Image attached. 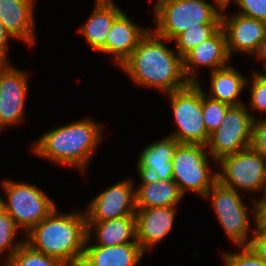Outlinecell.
Wrapping results in <instances>:
<instances>
[{
    "label": "cell",
    "instance_id": "36",
    "mask_svg": "<svg viewBox=\"0 0 266 266\" xmlns=\"http://www.w3.org/2000/svg\"><path fill=\"white\" fill-rule=\"evenodd\" d=\"M216 1H217L218 6H219V9L223 10L226 8V6L228 5L230 0H216ZM234 1H236V0H234Z\"/></svg>",
    "mask_w": 266,
    "mask_h": 266
},
{
    "label": "cell",
    "instance_id": "30",
    "mask_svg": "<svg viewBox=\"0 0 266 266\" xmlns=\"http://www.w3.org/2000/svg\"><path fill=\"white\" fill-rule=\"evenodd\" d=\"M235 2L242 8V12L238 14L266 22V0H236Z\"/></svg>",
    "mask_w": 266,
    "mask_h": 266
},
{
    "label": "cell",
    "instance_id": "37",
    "mask_svg": "<svg viewBox=\"0 0 266 266\" xmlns=\"http://www.w3.org/2000/svg\"><path fill=\"white\" fill-rule=\"evenodd\" d=\"M264 66H265L264 68H265V71H266V64H265ZM263 76H265V77H266V73H265V74H263Z\"/></svg>",
    "mask_w": 266,
    "mask_h": 266
},
{
    "label": "cell",
    "instance_id": "28",
    "mask_svg": "<svg viewBox=\"0 0 266 266\" xmlns=\"http://www.w3.org/2000/svg\"><path fill=\"white\" fill-rule=\"evenodd\" d=\"M224 260L227 266H266L249 246H243L241 253L226 254Z\"/></svg>",
    "mask_w": 266,
    "mask_h": 266
},
{
    "label": "cell",
    "instance_id": "24",
    "mask_svg": "<svg viewBox=\"0 0 266 266\" xmlns=\"http://www.w3.org/2000/svg\"><path fill=\"white\" fill-rule=\"evenodd\" d=\"M220 28L221 24H200V27L186 29L174 38L178 50L177 54L184 58L199 44L211 38Z\"/></svg>",
    "mask_w": 266,
    "mask_h": 266
},
{
    "label": "cell",
    "instance_id": "29",
    "mask_svg": "<svg viewBox=\"0 0 266 266\" xmlns=\"http://www.w3.org/2000/svg\"><path fill=\"white\" fill-rule=\"evenodd\" d=\"M251 91V107L258 111L266 112V77L255 73Z\"/></svg>",
    "mask_w": 266,
    "mask_h": 266
},
{
    "label": "cell",
    "instance_id": "19",
    "mask_svg": "<svg viewBox=\"0 0 266 266\" xmlns=\"http://www.w3.org/2000/svg\"><path fill=\"white\" fill-rule=\"evenodd\" d=\"M144 251L138 243L88 246L80 266H135Z\"/></svg>",
    "mask_w": 266,
    "mask_h": 266
},
{
    "label": "cell",
    "instance_id": "3",
    "mask_svg": "<svg viewBox=\"0 0 266 266\" xmlns=\"http://www.w3.org/2000/svg\"><path fill=\"white\" fill-rule=\"evenodd\" d=\"M102 126L86 119L68 124L42 135L34 148L35 154L61 164L84 169L100 141Z\"/></svg>",
    "mask_w": 266,
    "mask_h": 266
},
{
    "label": "cell",
    "instance_id": "6",
    "mask_svg": "<svg viewBox=\"0 0 266 266\" xmlns=\"http://www.w3.org/2000/svg\"><path fill=\"white\" fill-rule=\"evenodd\" d=\"M207 147L201 144L179 143L172 158V179L184 195L186 189L203 196L217 182V174L209 176Z\"/></svg>",
    "mask_w": 266,
    "mask_h": 266
},
{
    "label": "cell",
    "instance_id": "17",
    "mask_svg": "<svg viewBox=\"0 0 266 266\" xmlns=\"http://www.w3.org/2000/svg\"><path fill=\"white\" fill-rule=\"evenodd\" d=\"M178 144L175 138L168 136L145 147L138 160L139 175L157 180L172 179V158Z\"/></svg>",
    "mask_w": 266,
    "mask_h": 266
},
{
    "label": "cell",
    "instance_id": "33",
    "mask_svg": "<svg viewBox=\"0 0 266 266\" xmlns=\"http://www.w3.org/2000/svg\"><path fill=\"white\" fill-rule=\"evenodd\" d=\"M247 243L255 254L266 263V234H255Z\"/></svg>",
    "mask_w": 266,
    "mask_h": 266
},
{
    "label": "cell",
    "instance_id": "34",
    "mask_svg": "<svg viewBox=\"0 0 266 266\" xmlns=\"http://www.w3.org/2000/svg\"><path fill=\"white\" fill-rule=\"evenodd\" d=\"M9 36L11 37L0 21V62H6V42Z\"/></svg>",
    "mask_w": 266,
    "mask_h": 266
},
{
    "label": "cell",
    "instance_id": "35",
    "mask_svg": "<svg viewBox=\"0 0 266 266\" xmlns=\"http://www.w3.org/2000/svg\"><path fill=\"white\" fill-rule=\"evenodd\" d=\"M256 54L259 58H264L266 60V35L265 38L261 41Z\"/></svg>",
    "mask_w": 266,
    "mask_h": 266
},
{
    "label": "cell",
    "instance_id": "21",
    "mask_svg": "<svg viewBox=\"0 0 266 266\" xmlns=\"http://www.w3.org/2000/svg\"><path fill=\"white\" fill-rule=\"evenodd\" d=\"M121 13V9L116 7L111 0H97L93 14L80 28L95 52H99L105 46L108 32L114 20Z\"/></svg>",
    "mask_w": 266,
    "mask_h": 266
},
{
    "label": "cell",
    "instance_id": "26",
    "mask_svg": "<svg viewBox=\"0 0 266 266\" xmlns=\"http://www.w3.org/2000/svg\"><path fill=\"white\" fill-rule=\"evenodd\" d=\"M206 95L202 90V111L203 119L206 125L207 132L211 134L215 131L227 113V110L231 107L229 104L220 102L219 100L205 97Z\"/></svg>",
    "mask_w": 266,
    "mask_h": 266
},
{
    "label": "cell",
    "instance_id": "13",
    "mask_svg": "<svg viewBox=\"0 0 266 266\" xmlns=\"http://www.w3.org/2000/svg\"><path fill=\"white\" fill-rule=\"evenodd\" d=\"M221 15V27L226 35L229 56L232 51L255 54L266 35V22L242 14H235L230 20Z\"/></svg>",
    "mask_w": 266,
    "mask_h": 266
},
{
    "label": "cell",
    "instance_id": "20",
    "mask_svg": "<svg viewBox=\"0 0 266 266\" xmlns=\"http://www.w3.org/2000/svg\"><path fill=\"white\" fill-rule=\"evenodd\" d=\"M142 182L135 190L136 208L175 206L183 194L173 179L157 180L140 175Z\"/></svg>",
    "mask_w": 266,
    "mask_h": 266
},
{
    "label": "cell",
    "instance_id": "10",
    "mask_svg": "<svg viewBox=\"0 0 266 266\" xmlns=\"http://www.w3.org/2000/svg\"><path fill=\"white\" fill-rule=\"evenodd\" d=\"M210 193L215 212L227 235L236 244L242 247L248 246L246 238L249 221L246 206L241 201L238 191L217 181L205 197H209Z\"/></svg>",
    "mask_w": 266,
    "mask_h": 266
},
{
    "label": "cell",
    "instance_id": "5",
    "mask_svg": "<svg viewBox=\"0 0 266 266\" xmlns=\"http://www.w3.org/2000/svg\"><path fill=\"white\" fill-rule=\"evenodd\" d=\"M178 131L170 136L179 143L207 145L210 134L207 132L202 111V90L197 83H189L186 87L170 92Z\"/></svg>",
    "mask_w": 266,
    "mask_h": 266
},
{
    "label": "cell",
    "instance_id": "22",
    "mask_svg": "<svg viewBox=\"0 0 266 266\" xmlns=\"http://www.w3.org/2000/svg\"><path fill=\"white\" fill-rule=\"evenodd\" d=\"M97 224V225H96ZM87 238H90V228L97 229V241L99 246H116L136 241L135 216H123L106 221H86ZM134 238L130 241L128 238ZM129 240V241H128Z\"/></svg>",
    "mask_w": 266,
    "mask_h": 266
},
{
    "label": "cell",
    "instance_id": "31",
    "mask_svg": "<svg viewBox=\"0 0 266 266\" xmlns=\"http://www.w3.org/2000/svg\"><path fill=\"white\" fill-rule=\"evenodd\" d=\"M251 147L266 159V120L253 119Z\"/></svg>",
    "mask_w": 266,
    "mask_h": 266
},
{
    "label": "cell",
    "instance_id": "8",
    "mask_svg": "<svg viewBox=\"0 0 266 266\" xmlns=\"http://www.w3.org/2000/svg\"><path fill=\"white\" fill-rule=\"evenodd\" d=\"M218 163L222 173H217V181L222 185L266 192V159L252 147L224 156Z\"/></svg>",
    "mask_w": 266,
    "mask_h": 266
},
{
    "label": "cell",
    "instance_id": "18",
    "mask_svg": "<svg viewBox=\"0 0 266 266\" xmlns=\"http://www.w3.org/2000/svg\"><path fill=\"white\" fill-rule=\"evenodd\" d=\"M35 0H0V21L11 37L34 43Z\"/></svg>",
    "mask_w": 266,
    "mask_h": 266
},
{
    "label": "cell",
    "instance_id": "27",
    "mask_svg": "<svg viewBox=\"0 0 266 266\" xmlns=\"http://www.w3.org/2000/svg\"><path fill=\"white\" fill-rule=\"evenodd\" d=\"M17 228L19 227L15 223L14 219L0 206V253L5 251L6 248H11L8 261L23 243L22 241L19 243L17 242L13 246L11 245L13 244L12 240L14 238L13 236H15L17 232Z\"/></svg>",
    "mask_w": 266,
    "mask_h": 266
},
{
    "label": "cell",
    "instance_id": "14",
    "mask_svg": "<svg viewBox=\"0 0 266 266\" xmlns=\"http://www.w3.org/2000/svg\"><path fill=\"white\" fill-rule=\"evenodd\" d=\"M136 241L143 251L149 249L169 233L172 228L175 206L136 208ZM139 211V212H138Z\"/></svg>",
    "mask_w": 266,
    "mask_h": 266
},
{
    "label": "cell",
    "instance_id": "11",
    "mask_svg": "<svg viewBox=\"0 0 266 266\" xmlns=\"http://www.w3.org/2000/svg\"><path fill=\"white\" fill-rule=\"evenodd\" d=\"M132 181H122L98 195L87 209L86 221H106L123 216H135L136 197Z\"/></svg>",
    "mask_w": 266,
    "mask_h": 266
},
{
    "label": "cell",
    "instance_id": "23",
    "mask_svg": "<svg viewBox=\"0 0 266 266\" xmlns=\"http://www.w3.org/2000/svg\"><path fill=\"white\" fill-rule=\"evenodd\" d=\"M210 98L229 104L230 106L241 105L237 102L240 91L246 83L245 78L233 68L225 66L212 71Z\"/></svg>",
    "mask_w": 266,
    "mask_h": 266
},
{
    "label": "cell",
    "instance_id": "7",
    "mask_svg": "<svg viewBox=\"0 0 266 266\" xmlns=\"http://www.w3.org/2000/svg\"><path fill=\"white\" fill-rule=\"evenodd\" d=\"M3 184L8 200L6 203L1 199L0 206L19 228L28 229L27 232L55 209L53 201L37 187L12 181H4Z\"/></svg>",
    "mask_w": 266,
    "mask_h": 266
},
{
    "label": "cell",
    "instance_id": "16",
    "mask_svg": "<svg viewBox=\"0 0 266 266\" xmlns=\"http://www.w3.org/2000/svg\"><path fill=\"white\" fill-rule=\"evenodd\" d=\"M147 29L137 27L122 12L113 22L108 32L105 46L100 50L112 53L118 65H122L147 34Z\"/></svg>",
    "mask_w": 266,
    "mask_h": 266
},
{
    "label": "cell",
    "instance_id": "1",
    "mask_svg": "<svg viewBox=\"0 0 266 266\" xmlns=\"http://www.w3.org/2000/svg\"><path fill=\"white\" fill-rule=\"evenodd\" d=\"M156 33L147 34L140 40L129 58L120 66L140 85H150L168 94L186 87L183 58L175 55L159 40ZM184 77V79H183Z\"/></svg>",
    "mask_w": 266,
    "mask_h": 266
},
{
    "label": "cell",
    "instance_id": "12",
    "mask_svg": "<svg viewBox=\"0 0 266 266\" xmlns=\"http://www.w3.org/2000/svg\"><path fill=\"white\" fill-rule=\"evenodd\" d=\"M0 62V129L18 123L23 117L27 76Z\"/></svg>",
    "mask_w": 266,
    "mask_h": 266
},
{
    "label": "cell",
    "instance_id": "32",
    "mask_svg": "<svg viewBox=\"0 0 266 266\" xmlns=\"http://www.w3.org/2000/svg\"><path fill=\"white\" fill-rule=\"evenodd\" d=\"M254 206L253 210H255L256 218L255 234H266V198L256 201Z\"/></svg>",
    "mask_w": 266,
    "mask_h": 266
},
{
    "label": "cell",
    "instance_id": "25",
    "mask_svg": "<svg viewBox=\"0 0 266 266\" xmlns=\"http://www.w3.org/2000/svg\"><path fill=\"white\" fill-rule=\"evenodd\" d=\"M7 262L9 266H67L59 259L33 249L26 241Z\"/></svg>",
    "mask_w": 266,
    "mask_h": 266
},
{
    "label": "cell",
    "instance_id": "2",
    "mask_svg": "<svg viewBox=\"0 0 266 266\" xmlns=\"http://www.w3.org/2000/svg\"><path fill=\"white\" fill-rule=\"evenodd\" d=\"M33 249L59 259L67 266H80L88 242L86 216L57 215L56 208L39 224L26 232Z\"/></svg>",
    "mask_w": 266,
    "mask_h": 266
},
{
    "label": "cell",
    "instance_id": "9",
    "mask_svg": "<svg viewBox=\"0 0 266 266\" xmlns=\"http://www.w3.org/2000/svg\"><path fill=\"white\" fill-rule=\"evenodd\" d=\"M253 119L242 104L227 110L225 118L210 134L206 145L214 161L251 147Z\"/></svg>",
    "mask_w": 266,
    "mask_h": 266
},
{
    "label": "cell",
    "instance_id": "4",
    "mask_svg": "<svg viewBox=\"0 0 266 266\" xmlns=\"http://www.w3.org/2000/svg\"><path fill=\"white\" fill-rule=\"evenodd\" d=\"M221 13L205 0H158L155 21L161 40H174L188 28L221 24Z\"/></svg>",
    "mask_w": 266,
    "mask_h": 266
},
{
    "label": "cell",
    "instance_id": "15",
    "mask_svg": "<svg viewBox=\"0 0 266 266\" xmlns=\"http://www.w3.org/2000/svg\"><path fill=\"white\" fill-rule=\"evenodd\" d=\"M229 57L226 35L221 27L211 38L199 44L183 58L185 78L190 83H197V80L192 76L194 66L203 64V66H210L214 71L225 67Z\"/></svg>",
    "mask_w": 266,
    "mask_h": 266
}]
</instances>
